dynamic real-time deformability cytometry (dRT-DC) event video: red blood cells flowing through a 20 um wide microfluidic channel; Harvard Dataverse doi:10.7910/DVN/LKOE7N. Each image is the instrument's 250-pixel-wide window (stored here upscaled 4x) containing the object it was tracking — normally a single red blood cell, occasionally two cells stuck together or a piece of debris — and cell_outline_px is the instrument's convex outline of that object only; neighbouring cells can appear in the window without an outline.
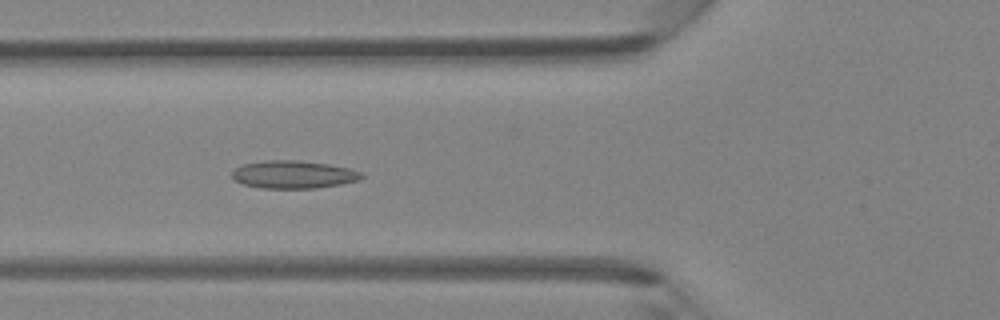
{"species": "Egyptian fruit bat (a non-hibernating species)", "species_latin": "Rousettus aegyptiacus", "temperature_condition": "room temperature", "stored_images_in_passage": 45, "camera_frame_rate_fps": 3000, "um_per_image_px": 0.085, "animal": {"sex": "female"}, "frame": {"image": 1, "passage_image": 17, "time_ms": 5.333, "image_size_px": [1000, 320], "cell_outline_px": [[364, 176], [360, 180], [340, 184], [316, 188], [260, 188], [244, 184], [236, 180], [232, 176], [232, 172], [236, 168], [244, 164], [264, 160], [296, 160], [328, 164], [348, 168], [364, 172]], "centroid_in_image_um": [24.98, 14.83], "position_along_channel_um": 100.8, "area_um2": 20.92}}
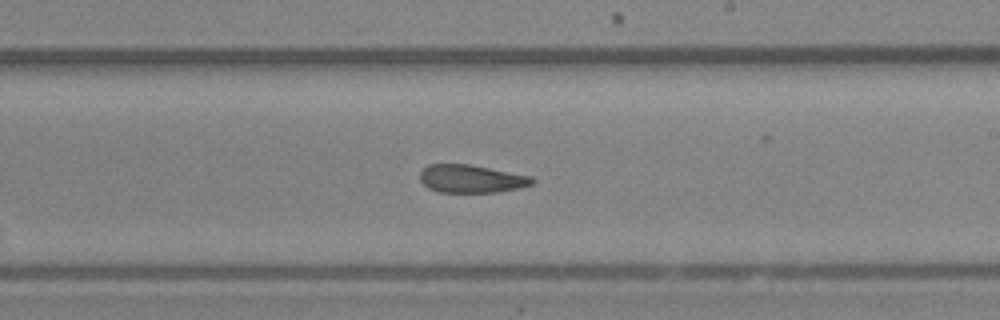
{"frame": {"image": 2, "passage_image": 27, "time_ms": 8.667, "image_size_px": [1000, 320], "cell_outline_px": [[536, 180], [532, 184], [520, 188], [496, 192], [440, 192], [428, 188], [420, 180], [420, 172], [428, 164], [468, 164], [532, 176]], "centroid_in_image_um": [40.07, 15.19], "position_along_channel_um": 248.9, "area_um2": 18.26}}
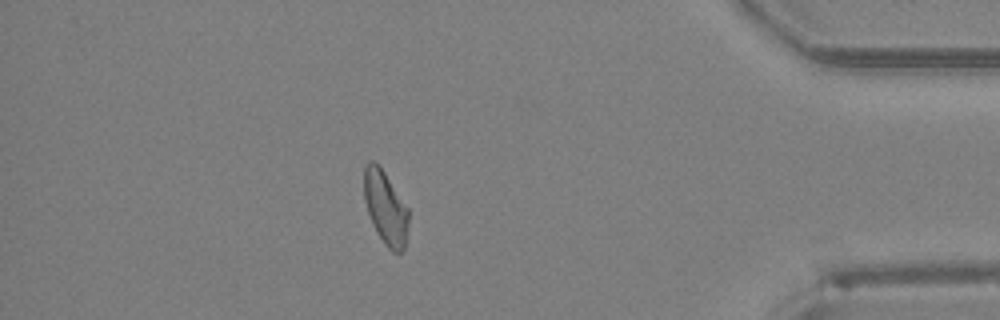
{"frame": {"image": 3, "passage_image": 40, "time_ms": 13.0, "image_size_px": [1000, 320], "cell_outline_px": [[408, 224], [404, 248], [400, 252], [392, 252], [384, 244], [372, 224], [364, 200], [364, 168], [368, 160], [372, 160], [384, 172], [408, 208]], "centroid_in_image_um": [32.75, 17.67], "position_along_channel_um": 402.4, "area_um2": 18.79}}